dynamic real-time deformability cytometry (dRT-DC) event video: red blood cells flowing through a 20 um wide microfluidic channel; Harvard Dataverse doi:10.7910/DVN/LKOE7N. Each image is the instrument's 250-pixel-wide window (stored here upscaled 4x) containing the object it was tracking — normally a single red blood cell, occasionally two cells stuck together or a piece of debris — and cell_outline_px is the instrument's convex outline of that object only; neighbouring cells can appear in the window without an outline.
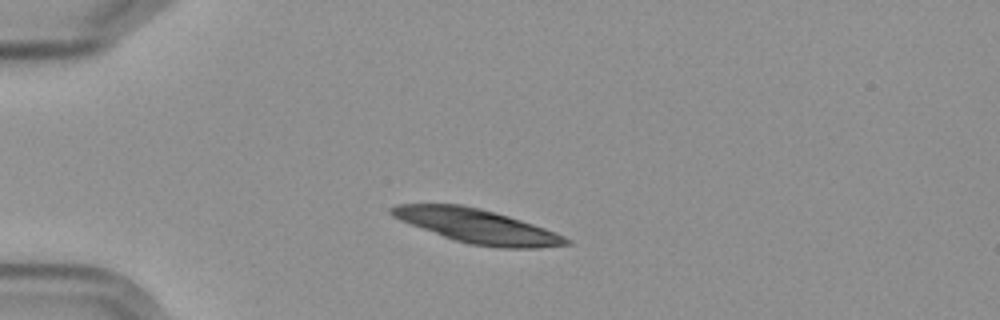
{"species": "Egyptian fruit bat (a non-hibernating species)", "species_latin": "Rousettus aegyptiacus", "temperature_condition": "cold", "stored_images_in_passage": 6, "camera_frame_rate_fps": 3000, "um_per_image_px": 0.085, "frame": {"image": 1, "passage_image": 4, "time_ms": 3.333, "image_size_px": [1000, 320], "cell_outline_px": [[572, 244], [540, 248], [500, 248], [472, 244], [456, 240], [444, 236], [400, 220], [392, 216], [388, 212], [388, 208], [396, 204], [464, 204], [480, 208], [508, 216], [544, 228], [564, 236], [572, 240]], "centroid_in_image_um": [40.57, 19.21], "position_along_channel_um": 44.4, "area_um2": 34.33}}